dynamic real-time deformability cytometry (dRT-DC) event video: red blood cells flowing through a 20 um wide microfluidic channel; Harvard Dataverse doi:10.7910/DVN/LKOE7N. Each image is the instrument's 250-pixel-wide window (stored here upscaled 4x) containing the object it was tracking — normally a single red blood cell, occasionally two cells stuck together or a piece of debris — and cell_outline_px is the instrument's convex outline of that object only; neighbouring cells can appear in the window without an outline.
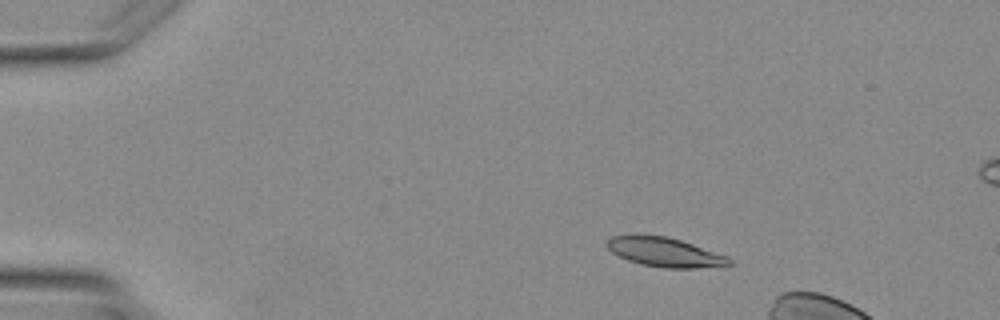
{"species": "Egyptian fruit bat (a non-hibernating species)", "species_latin": "Rousettus aegyptiacus", "temperature_condition": "warm", "stored_images_in_passage": 2, "camera_frame_rate_fps": 3000, "um_per_image_px": 0.085, "animal": {"sex": "female"}, "frame": {"image": 1, "passage_image": 1, "time_ms": 0.0, "image_size_px": [1000, 320], "cell_outline_px": [[732, 264], [728, 268], [664, 268], [640, 264], [628, 260], [612, 252], [604, 244], [612, 236], [668, 236], [728, 256], [732, 260]], "centroid_in_image_um": [56.62, 21.48], "position_along_channel_um": 28.4, "area_um2": 20.92}}